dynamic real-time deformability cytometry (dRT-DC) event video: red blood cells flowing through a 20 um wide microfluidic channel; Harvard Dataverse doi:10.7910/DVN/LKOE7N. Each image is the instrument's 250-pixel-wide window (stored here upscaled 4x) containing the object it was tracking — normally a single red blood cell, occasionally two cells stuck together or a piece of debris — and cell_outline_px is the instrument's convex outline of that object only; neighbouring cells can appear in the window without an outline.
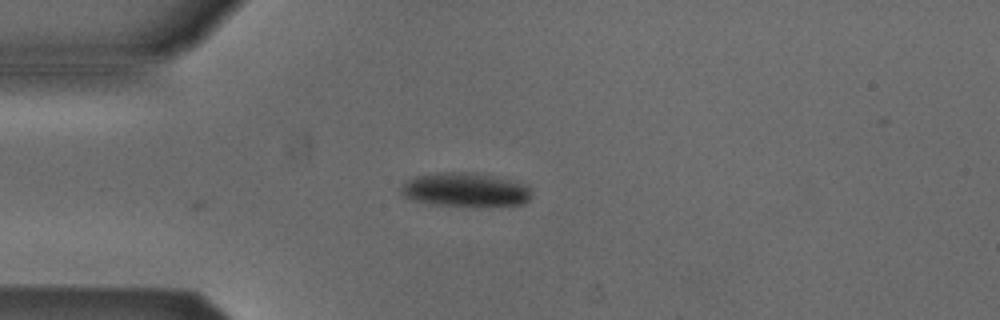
{"species": "Egyptian fruit bat (a non-hibernating species)", "species_latin": "Rousettus aegyptiacus", "temperature_condition": "cold", "stored_images_in_passage": 2, "camera_frame_rate_fps": 3000, "um_per_image_px": 0.085, "animal": {"sex": "male"}, "frame": {"image": 1, "passage_image": 2, "time_ms": 0.333, "image_size_px": [1000, 320], "cell_outline_px": [[532, 196], [524, 204], [476, 208], [432, 204], [412, 200], [400, 196], [400, 184], [404, 180], [416, 176], [440, 172], [472, 172], [528, 184], [532, 192]], "centroid_in_image_um": [39.53, 16.16], "position_along_channel_um": 45.5, "area_um2": 26.76}}